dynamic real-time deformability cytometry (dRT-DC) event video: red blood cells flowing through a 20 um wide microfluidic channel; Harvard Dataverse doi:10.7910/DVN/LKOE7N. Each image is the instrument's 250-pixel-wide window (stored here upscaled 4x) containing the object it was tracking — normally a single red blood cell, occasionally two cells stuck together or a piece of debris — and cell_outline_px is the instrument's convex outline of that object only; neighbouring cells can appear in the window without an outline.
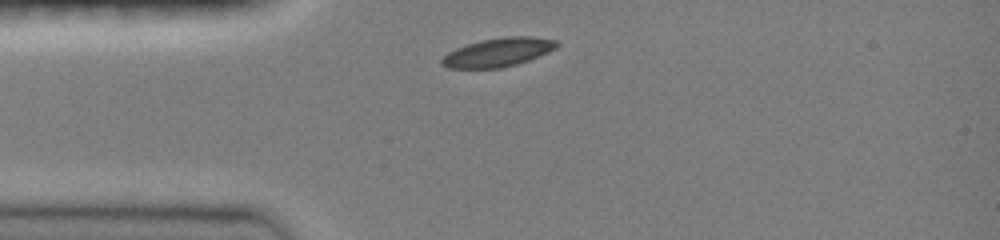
{"species": "common noctule bat (a hibernating species)", "species_latin": "Nyctalus noctula", "temperature_condition": "room temperature", "stored_images_in_passage": 2, "camera_frame_rate_fps": 3000, "um_per_image_px": 0.085, "animal": {"sex": "female", "body_mass_g": 19.0, "forearm_length_mm": 51.5}, "frame": {"image": 1, "passage_image": 1, "time_ms": 0.0, "image_size_px": [1000, 240], "cell_outline_px": [[560, 44], [556, 48], [548, 52], [528, 60], [516, 64], [500, 68], [448, 68], [440, 64], [440, 60], [448, 52], [456, 48], [480, 40], [504, 36], [532, 36], [556, 40]], "centroid_in_image_um": [42.33, 4.44], "position_along_channel_um": 42.7, "area_um2": 19.25}}